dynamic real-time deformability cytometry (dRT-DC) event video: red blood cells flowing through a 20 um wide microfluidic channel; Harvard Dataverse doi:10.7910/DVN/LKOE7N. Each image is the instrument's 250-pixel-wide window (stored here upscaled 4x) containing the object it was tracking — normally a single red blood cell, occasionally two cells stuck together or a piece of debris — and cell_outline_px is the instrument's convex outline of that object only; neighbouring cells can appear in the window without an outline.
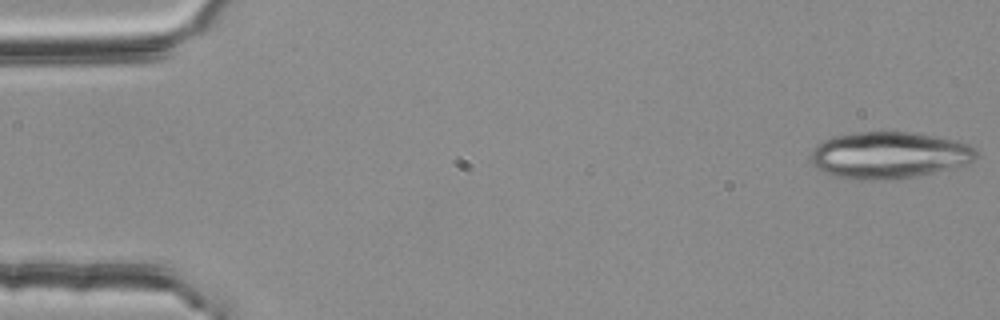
{"species": "common noctule bat (a hibernating species)", "species_latin": "Nyctalus noctula", "temperature_condition": "room temperature", "stored_images_in_passage": 17, "camera_frame_rate_fps": 3000, "um_per_image_px": 0.085, "animal": {"sex": "female", "body_mass_g": 25.1}, "frame": {"image": 1, "passage_image": 1, "time_ms": 0.0, "image_size_px": [1000, 320], "cell_outline_px": [[976, 156], [968, 164], [900, 180], [856, 180], [836, 176], [820, 172], [816, 168], [812, 160], [812, 152], [824, 140], [832, 136], [856, 132], [908, 132], [936, 136], [956, 140], [968, 144], [976, 152]], "centroid_in_image_um": [75.56, 13.2], "position_along_channel_um": 9.4, "area_um2": 45.08}}